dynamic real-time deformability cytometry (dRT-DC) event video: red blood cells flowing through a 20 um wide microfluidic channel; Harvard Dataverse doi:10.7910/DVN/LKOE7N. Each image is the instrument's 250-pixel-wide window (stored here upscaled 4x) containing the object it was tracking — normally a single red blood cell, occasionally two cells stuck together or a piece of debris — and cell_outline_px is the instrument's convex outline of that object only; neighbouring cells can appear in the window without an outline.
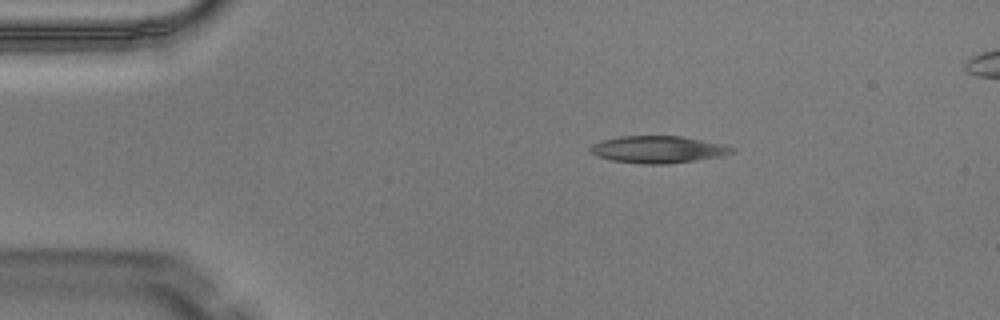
{"species": "Egyptian fruit bat (a non-hibernating species)", "species_latin": "Rousettus aegyptiacus", "temperature_condition": "warm", "stored_images_in_passage": 2, "camera_frame_rate_fps": 3000, "um_per_image_px": 0.085, "animal": {"sex": "male"}, "frame": {"image": 1, "passage_image": 1, "time_ms": 0.0, "image_size_px": [1000, 320], "cell_outline_px": [[736, 152], [720, 156], [664, 164], [644, 164], [612, 160], [596, 156], [588, 148], [592, 144], [600, 140], [620, 136], [684, 136], [724, 144], [736, 148]], "centroid_in_image_um": [55.93, 12.69], "position_along_channel_um": 29.1, "area_um2": 22.37}}